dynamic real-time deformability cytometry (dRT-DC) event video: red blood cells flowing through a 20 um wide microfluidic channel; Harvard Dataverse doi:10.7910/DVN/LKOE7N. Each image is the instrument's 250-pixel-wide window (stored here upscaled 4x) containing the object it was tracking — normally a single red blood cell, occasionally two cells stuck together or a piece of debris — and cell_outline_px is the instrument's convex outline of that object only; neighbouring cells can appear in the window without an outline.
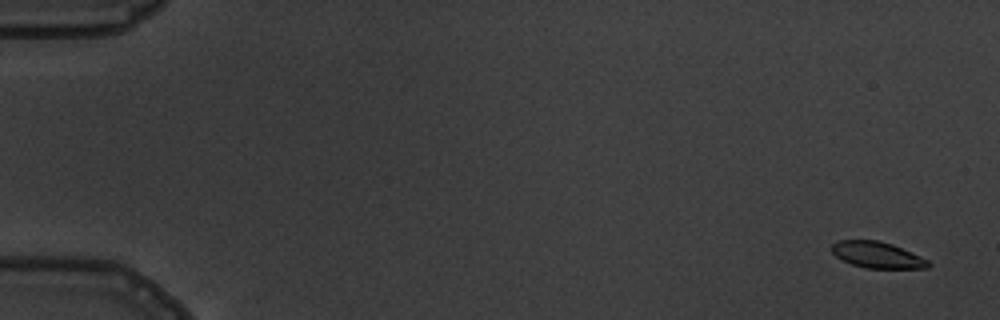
{"species": "common noctule bat (a hibernating species)", "species_latin": "Nyctalus noctula", "temperature_condition": "warm", "stored_images_in_passage": 6, "segment_of_instrument_passage": [1, 2], "camera_frame_rate_fps": 3000, "um_per_image_px": 0.085, "animal": {"sex": "male", "body_mass_g": 19.5, "forearm_length_mm": 54.6}, "frame": {"image": 1, "passage_image": 1, "time_ms": 0.0, "image_size_px": [1000, 320], "cell_outline_px": [[932, 264], [928, 268], [864, 268], [852, 264], [836, 256], [832, 252], [832, 244], [836, 240], [876, 240], [892, 244], [920, 256], [928, 260]], "centroid_in_image_um": [74.57, 21.67], "position_along_channel_um": 10.4, "area_um2": 14.68}}
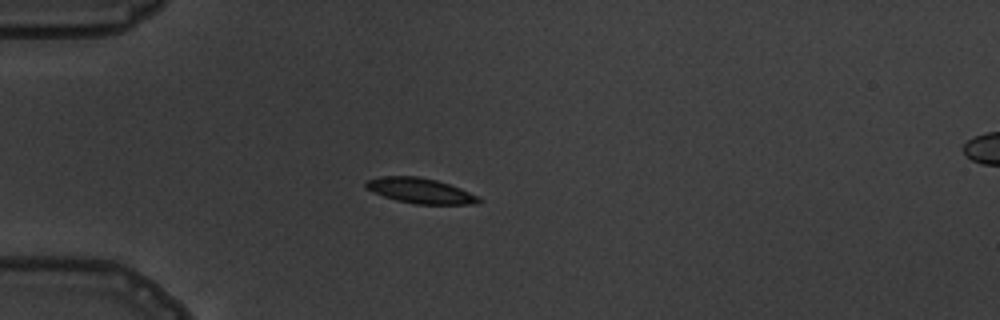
{"frame": {"image": 2, "passage_image": 5, "time_ms": 4.667, "image_size_px": [1000, 320], "cell_outline_px": [[480, 200], [476, 204], [412, 204], [396, 200], [372, 192], [364, 188], [364, 184], [368, 180], [384, 176], [416, 176], [436, 180], [460, 188], [480, 196]], "centroid_in_image_um": [35.71, 16.21], "position_along_channel_um": 49.3, "area_um2": 16.59}}